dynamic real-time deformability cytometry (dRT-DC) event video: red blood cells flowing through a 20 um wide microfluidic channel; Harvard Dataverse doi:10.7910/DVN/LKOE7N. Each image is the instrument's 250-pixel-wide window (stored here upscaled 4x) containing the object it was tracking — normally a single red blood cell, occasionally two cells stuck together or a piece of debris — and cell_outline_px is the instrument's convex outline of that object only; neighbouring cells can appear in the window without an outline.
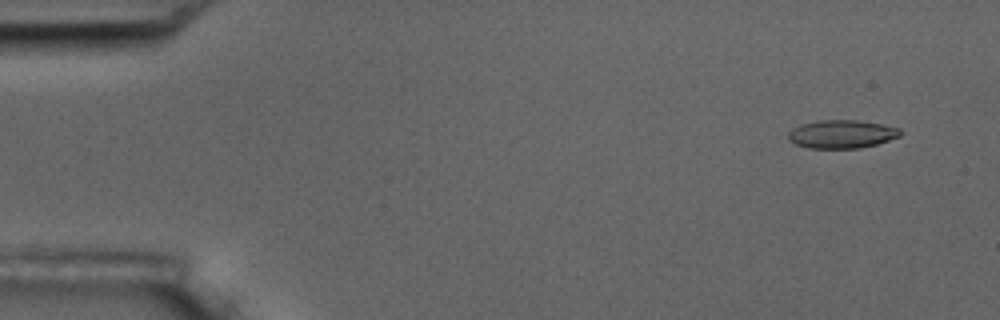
{"species": "common noctule bat (a hibernating species)", "species_latin": "Nyctalus noctula", "temperature_condition": "room temperature", "stored_images_in_passage": 5, "camera_frame_rate_fps": 3000, "um_per_image_px": 0.085, "animal": {"sex": "male", "body_mass_g": 17.5, "forearm_length_mm": 52.3}, "frame": {"image": 1, "passage_image": 1, "time_ms": 0.0, "image_size_px": [1000, 320], "cell_outline_px": [[900, 136], [876, 144], [860, 148], [808, 148], [796, 144], [788, 140], [788, 132], [792, 128], [800, 124], [816, 120], [856, 120], [880, 124], [900, 128]], "centroid_in_image_um": [71.49, 11.39], "position_along_channel_um": 13.5, "area_um2": 18.44}}